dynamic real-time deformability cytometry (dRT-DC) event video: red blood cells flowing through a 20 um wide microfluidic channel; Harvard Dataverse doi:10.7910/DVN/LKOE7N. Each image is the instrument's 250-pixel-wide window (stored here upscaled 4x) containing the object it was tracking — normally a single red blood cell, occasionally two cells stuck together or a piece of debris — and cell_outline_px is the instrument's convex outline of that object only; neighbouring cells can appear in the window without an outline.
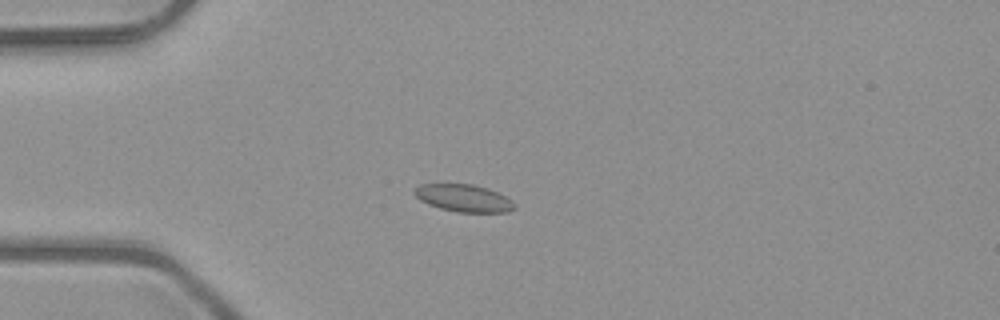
{"species": "common noctule bat (a hibernating species)", "species_latin": "Nyctalus noctula", "temperature_condition": "room temperature", "stored_images_in_passage": 53, "camera_frame_rate_fps": 3000, "um_per_image_px": 0.085, "animal": {"sex": "male", "body_mass_g": 23.1, "forearm_length_mm": 52.7}, "frame": {"image": 1, "passage_image": 15, "time_ms": 4.667, "image_size_px": [1000, 320], "cell_outline_px": [[516, 208], [508, 212], [456, 212], [440, 208], [428, 204], [420, 200], [412, 192], [412, 188], [420, 184], [472, 184], [488, 188], [512, 200], [516, 204]], "centroid_in_image_um": [39.39, 16.83], "position_along_channel_um": 45.6, "area_um2": 16.07}}
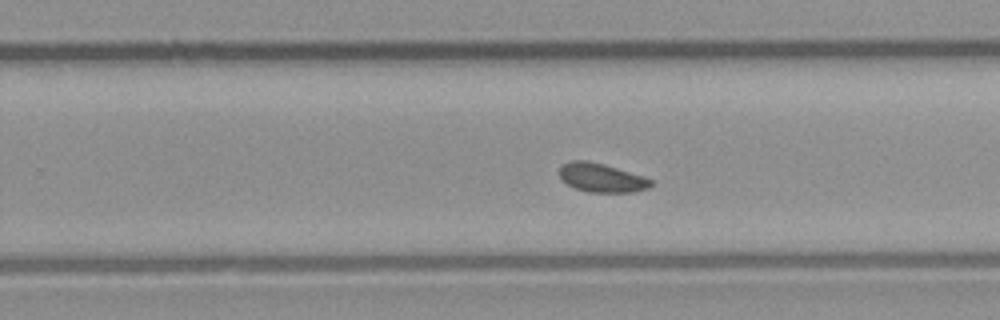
{"frame": {"image": 2, "passage_image": 34, "time_ms": 11.0, "image_size_px": [1000, 320], "cell_outline_px": [[652, 184], [648, 188], [632, 192], [588, 192], [576, 188], [568, 184], [560, 176], [560, 168], [564, 164], [572, 160], [588, 160], [604, 164], [644, 176], [652, 180]], "centroid_in_image_um": [51.15, 15.1], "position_along_channel_um": 278.6, "area_um2": 15.2}}
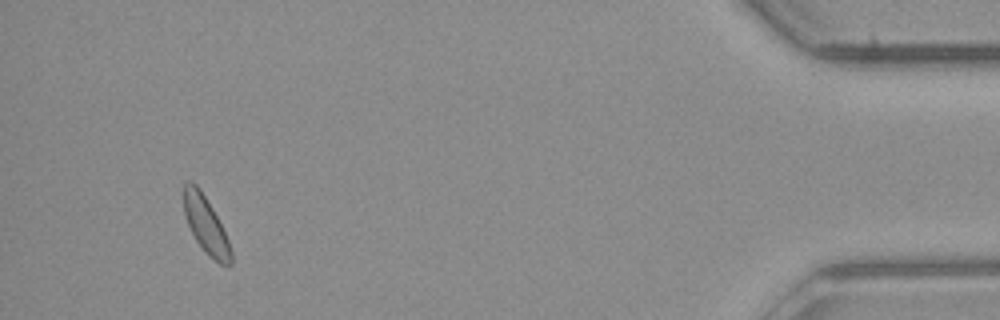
{"frame": {"image": 3, "passage_image": 50, "time_ms": 16.333, "image_size_px": [1000, 320], "cell_outline_px": [[232, 264], [220, 264], [196, 240], [188, 224], [184, 212], [184, 184], [188, 180], [196, 184], [200, 188], [212, 208], [228, 240], [232, 252]], "centroid_in_image_um": [17.49, 19.06], "position_along_channel_um": 417.7, "area_um2": 14.97}}